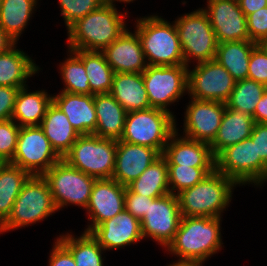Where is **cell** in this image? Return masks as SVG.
Wrapping results in <instances>:
<instances>
[{
    "mask_svg": "<svg viewBox=\"0 0 267 266\" xmlns=\"http://www.w3.org/2000/svg\"><path fill=\"white\" fill-rule=\"evenodd\" d=\"M220 221L217 217H182L165 249L179 257V262L204 263L222 248Z\"/></svg>",
    "mask_w": 267,
    "mask_h": 266,
    "instance_id": "obj_1",
    "label": "cell"
},
{
    "mask_svg": "<svg viewBox=\"0 0 267 266\" xmlns=\"http://www.w3.org/2000/svg\"><path fill=\"white\" fill-rule=\"evenodd\" d=\"M113 3H103L98 9L77 20L67 30L68 50L102 51L125 30L126 13Z\"/></svg>",
    "mask_w": 267,
    "mask_h": 266,
    "instance_id": "obj_2",
    "label": "cell"
},
{
    "mask_svg": "<svg viewBox=\"0 0 267 266\" xmlns=\"http://www.w3.org/2000/svg\"><path fill=\"white\" fill-rule=\"evenodd\" d=\"M238 184L216 169L202 181L177 194L182 217H217L229 207Z\"/></svg>",
    "mask_w": 267,
    "mask_h": 266,
    "instance_id": "obj_3",
    "label": "cell"
},
{
    "mask_svg": "<svg viewBox=\"0 0 267 266\" xmlns=\"http://www.w3.org/2000/svg\"><path fill=\"white\" fill-rule=\"evenodd\" d=\"M136 32L148 65L174 66L185 64L175 23L159 17L136 19Z\"/></svg>",
    "mask_w": 267,
    "mask_h": 266,
    "instance_id": "obj_4",
    "label": "cell"
},
{
    "mask_svg": "<svg viewBox=\"0 0 267 266\" xmlns=\"http://www.w3.org/2000/svg\"><path fill=\"white\" fill-rule=\"evenodd\" d=\"M57 210L43 175H31L22 187L10 215L0 225V234L46 219Z\"/></svg>",
    "mask_w": 267,
    "mask_h": 266,
    "instance_id": "obj_5",
    "label": "cell"
},
{
    "mask_svg": "<svg viewBox=\"0 0 267 266\" xmlns=\"http://www.w3.org/2000/svg\"><path fill=\"white\" fill-rule=\"evenodd\" d=\"M175 116L159 108L128 112L120 141L156 149L161 155L176 131Z\"/></svg>",
    "mask_w": 267,
    "mask_h": 266,
    "instance_id": "obj_6",
    "label": "cell"
},
{
    "mask_svg": "<svg viewBox=\"0 0 267 266\" xmlns=\"http://www.w3.org/2000/svg\"><path fill=\"white\" fill-rule=\"evenodd\" d=\"M116 148V140L94 134L80 135L62 159L96 179H112Z\"/></svg>",
    "mask_w": 267,
    "mask_h": 266,
    "instance_id": "obj_7",
    "label": "cell"
},
{
    "mask_svg": "<svg viewBox=\"0 0 267 266\" xmlns=\"http://www.w3.org/2000/svg\"><path fill=\"white\" fill-rule=\"evenodd\" d=\"M173 22L178 31L183 58L188 68L189 62L191 63L193 59H196L197 64L215 59L218 42L203 8L185 13Z\"/></svg>",
    "mask_w": 267,
    "mask_h": 266,
    "instance_id": "obj_8",
    "label": "cell"
},
{
    "mask_svg": "<svg viewBox=\"0 0 267 266\" xmlns=\"http://www.w3.org/2000/svg\"><path fill=\"white\" fill-rule=\"evenodd\" d=\"M216 170L233 179L238 185L263 186L267 182V165L257 156L252 139L228 146L216 157Z\"/></svg>",
    "mask_w": 267,
    "mask_h": 266,
    "instance_id": "obj_9",
    "label": "cell"
},
{
    "mask_svg": "<svg viewBox=\"0 0 267 266\" xmlns=\"http://www.w3.org/2000/svg\"><path fill=\"white\" fill-rule=\"evenodd\" d=\"M57 210L77 205L86 209L96 178L69 165L62 158L43 174Z\"/></svg>",
    "mask_w": 267,
    "mask_h": 266,
    "instance_id": "obj_10",
    "label": "cell"
},
{
    "mask_svg": "<svg viewBox=\"0 0 267 266\" xmlns=\"http://www.w3.org/2000/svg\"><path fill=\"white\" fill-rule=\"evenodd\" d=\"M188 69L185 64L148 65L142 76L150 107L171 112L169 105L178 102L188 92Z\"/></svg>",
    "mask_w": 267,
    "mask_h": 266,
    "instance_id": "obj_11",
    "label": "cell"
},
{
    "mask_svg": "<svg viewBox=\"0 0 267 266\" xmlns=\"http://www.w3.org/2000/svg\"><path fill=\"white\" fill-rule=\"evenodd\" d=\"M60 159L40 126L20 127L14 157L9 163L31 175H43Z\"/></svg>",
    "mask_w": 267,
    "mask_h": 266,
    "instance_id": "obj_12",
    "label": "cell"
},
{
    "mask_svg": "<svg viewBox=\"0 0 267 266\" xmlns=\"http://www.w3.org/2000/svg\"><path fill=\"white\" fill-rule=\"evenodd\" d=\"M235 83L232 75L215 59L188 69L190 98L226 103Z\"/></svg>",
    "mask_w": 267,
    "mask_h": 266,
    "instance_id": "obj_13",
    "label": "cell"
},
{
    "mask_svg": "<svg viewBox=\"0 0 267 266\" xmlns=\"http://www.w3.org/2000/svg\"><path fill=\"white\" fill-rule=\"evenodd\" d=\"M182 214L177 195L169 193L149 202V208L140 221L143 239L152 238L166 248L179 228Z\"/></svg>",
    "mask_w": 267,
    "mask_h": 266,
    "instance_id": "obj_14",
    "label": "cell"
},
{
    "mask_svg": "<svg viewBox=\"0 0 267 266\" xmlns=\"http://www.w3.org/2000/svg\"><path fill=\"white\" fill-rule=\"evenodd\" d=\"M186 107L183 135L211 144L217 136L226 103L191 98Z\"/></svg>",
    "mask_w": 267,
    "mask_h": 266,
    "instance_id": "obj_15",
    "label": "cell"
},
{
    "mask_svg": "<svg viewBox=\"0 0 267 266\" xmlns=\"http://www.w3.org/2000/svg\"><path fill=\"white\" fill-rule=\"evenodd\" d=\"M207 3L203 10L209 17L218 44L250 40L246 16L238 0H207Z\"/></svg>",
    "mask_w": 267,
    "mask_h": 266,
    "instance_id": "obj_16",
    "label": "cell"
},
{
    "mask_svg": "<svg viewBox=\"0 0 267 266\" xmlns=\"http://www.w3.org/2000/svg\"><path fill=\"white\" fill-rule=\"evenodd\" d=\"M126 186L114 179H96L93 184L86 213L91 225L86 232H91L96 226L113 218L125 209Z\"/></svg>",
    "mask_w": 267,
    "mask_h": 266,
    "instance_id": "obj_17",
    "label": "cell"
},
{
    "mask_svg": "<svg viewBox=\"0 0 267 266\" xmlns=\"http://www.w3.org/2000/svg\"><path fill=\"white\" fill-rule=\"evenodd\" d=\"M101 52L115 73H142L148 67L136 31L126 29Z\"/></svg>",
    "mask_w": 267,
    "mask_h": 266,
    "instance_id": "obj_18",
    "label": "cell"
},
{
    "mask_svg": "<svg viewBox=\"0 0 267 266\" xmlns=\"http://www.w3.org/2000/svg\"><path fill=\"white\" fill-rule=\"evenodd\" d=\"M160 156L161 154L154 148L118 140L112 179L127 186Z\"/></svg>",
    "mask_w": 267,
    "mask_h": 266,
    "instance_id": "obj_19",
    "label": "cell"
},
{
    "mask_svg": "<svg viewBox=\"0 0 267 266\" xmlns=\"http://www.w3.org/2000/svg\"><path fill=\"white\" fill-rule=\"evenodd\" d=\"M178 129L171 135L162 156L167 165H180L196 168H216V158L210 144L192 140L185 136L178 137Z\"/></svg>",
    "mask_w": 267,
    "mask_h": 266,
    "instance_id": "obj_20",
    "label": "cell"
},
{
    "mask_svg": "<svg viewBox=\"0 0 267 266\" xmlns=\"http://www.w3.org/2000/svg\"><path fill=\"white\" fill-rule=\"evenodd\" d=\"M90 233L104 250L123 248L143 239L140 221L126 209L99 224Z\"/></svg>",
    "mask_w": 267,
    "mask_h": 266,
    "instance_id": "obj_21",
    "label": "cell"
},
{
    "mask_svg": "<svg viewBox=\"0 0 267 266\" xmlns=\"http://www.w3.org/2000/svg\"><path fill=\"white\" fill-rule=\"evenodd\" d=\"M53 102L67 116L79 135H89L96 131L97 117L94 95L61 91L57 95H53Z\"/></svg>",
    "mask_w": 267,
    "mask_h": 266,
    "instance_id": "obj_22",
    "label": "cell"
},
{
    "mask_svg": "<svg viewBox=\"0 0 267 266\" xmlns=\"http://www.w3.org/2000/svg\"><path fill=\"white\" fill-rule=\"evenodd\" d=\"M96 131L93 133L101 138L120 140L124 132L127 112L110 94H95Z\"/></svg>",
    "mask_w": 267,
    "mask_h": 266,
    "instance_id": "obj_23",
    "label": "cell"
},
{
    "mask_svg": "<svg viewBox=\"0 0 267 266\" xmlns=\"http://www.w3.org/2000/svg\"><path fill=\"white\" fill-rule=\"evenodd\" d=\"M254 123L251 115L226 106L217 136L210 144L213 155L216 157L226 147L249 138Z\"/></svg>",
    "mask_w": 267,
    "mask_h": 266,
    "instance_id": "obj_24",
    "label": "cell"
},
{
    "mask_svg": "<svg viewBox=\"0 0 267 266\" xmlns=\"http://www.w3.org/2000/svg\"><path fill=\"white\" fill-rule=\"evenodd\" d=\"M110 94L127 113L151 108L142 73H115Z\"/></svg>",
    "mask_w": 267,
    "mask_h": 266,
    "instance_id": "obj_25",
    "label": "cell"
},
{
    "mask_svg": "<svg viewBox=\"0 0 267 266\" xmlns=\"http://www.w3.org/2000/svg\"><path fill=\"white\" fill-rule=\"evenodd\" d=\"M16 47L15 43L0 53V86L25 87L28 78L40 70L30 56Z\"/></svg>",
    "mask_w": 267,
    "mask_h": 266,
    "instance_id": "obj_26",
    "label": "cell"
},
{
    "mask_svg": "<svg viewBox=\"0 0 267 266\" xmlns=\"http://www.w3.org/2000/svg\"><path fill=\"white\" fill-rule=\"evenodd\" d=\"M40 127L52 148L63 158L80 136L70 124L67 116L52 101Z\"/></svg>",
    "mask_w": 267,
    "mask_h": 266,
    "instance_id": "obj_27",
    "label": "cell"
},
{
    "mask_svg": "<svg viewBox=\"0 0 267 266\" xmlns=\"http://www.w3.org/2000/svg\"><path fill=\"white\" fill-rule=\"evenodd\" d=\"M28 91L27 86L19 89L11 119L20 127L40 126L53 96L46 90Z\"/></svg>",
    "mask_w": 267,
    "mask_h": 266,
    "instance_id": "obj_28",
    "label": "cell"
},
{
    "mask_svg": "<svg viewBox=\"0 0 267 266\" xmlns=\"http://www.w3.org/2000/svg\"><path fill=\"white\" fill-rule=\"evenodd\" d=\"M257 45L251 40L219 43L215 60L232 75L236 82L247 79L250 55Z\"/></svg>",
    "mask_w": 267,
    "mask_h": 266,
    "instance_id": "obj_29",
    "label": "cell"
},
{
    "mask_svg": "<svg viewBox=\"0 0 267 266\" xmlns=\"http://www.w3.org/2000/svg\"><path fill=\"white\" fill-rule=\"evenodd\" d=\"M131 192L149 198H160L170 193L168 166L161 155L136 180L126 186Z\"/></svg>",
    "mask_w": 267,
    "mask_h": 266,
    "instance_id": "obj_30",
    "label": "cell"
},
{
    "mask_svg": "<svg viewBox=\"0 0 267 266\" xmlns=\"http://www.w3.org/2000/svg\"><path fill=\"white\" fill-rule=\"evenodd\" d=\"M38 0H2L0 27L17 44L27 26Z\"/></svg>",
    "mask_w": 267,
    "mask_h": 266,
    "instance_id": "obj_31",
    "label": "cell"
},
{
    "mask_svg": "<svg viewBox=\"0 0 267 266\" xmlns=\"http://www.w3.org/2000/svg\"><path fill=\"white\" fill-rule=\"evenodd\" d=\"M31 174L9 162L0 165V225L10 215L14 202Z\"/></svg>",
    "mask_w": 267,
    "mask_h": 266,
    "instance_id": "obj_32",
    "label": "cell"
},
{
    "mask_svg": "<svg viewBox=\"0 0 267 266\" xmlns=\"http://www.w3.org/2000/svg\"><path fill=\"white\" fill-rule=\"evenodd\" d=\"M84 63L91 92L110 93L115 72L101 51L72 50Z\"/></svg>",
    "mask_w": 267,
    "mask_h": 266,
    "instance_id": "obj_33",
    "label": "cell"
},
{
    "mask_svg": "<svg viewBox=\"0 0 267 266\" xmlns=\"http://www.w3.org/2000/svg\"><path fill=\"white\" fill-rule=\"evenodd\" d=\"M57 239L70 251L76 266H104L102 253L105 250L90 232L84 231L77 238L65 233Z\"/></svg>",
    "mask_w": 267,
    "mask_h": 266,
    "instance_id": "obj_34",
    "label": "cell"
},
{
    "mask_svg": "<svg viewBox=\"0 0 267 266\" xmlns=\"http://www.w3.org/2000/svg\"><path fill=\"white\" fill-rule=\"evenodd\" d=\"M266 89V85L248 78L237 81L226 106L252 116Z\"/></svg>",
    "mask_w": 267,
    "mask_h": 266,
    "instance_id": "obj_35",
    "label": "cell"
},
{
    "mask_svg": "<svg viewBox=\"0 0 267 266\" xmlns=\"http://www.w3.org/2000/svg\"><path fill=\"white\" fill-rule=\"evenodd\" d=\"M68 58L60 64L61 79L64 82L62 91L72 94L94 95L91 92L89 79L83 61L72 51Z\"/></svg>",
    "mask_w": 267,
    "mask_h": 266,
    "instance_id": "obj_36",
    "label": "cell"
},
{
    "mask_svg": "<svg viewBox=\"0 0 267 266\" xmlns=\"http://www.w3.org/2000/svg\"><path fill=\"white\" fill-rule=\"evenodd\" d=\"M167 166L170 193L174 195H177L185 189L193 187L216 169L196 168L180 165Z\"/></svg>",
    "mask_w": 267,
    "mask_h": 266,
    "instance_id": "obj_37",
    "label": "cell"
},
{
    "mask_svg": "<svg viewBox=\"0 0 267 266\" xmlns=\"http://www.w3.org/2000/svg\"><path fill=\"white\" fill-rule=\"evenodd\" d=\"M104 0H59L61 14L67 29L77 20L98 9Z\"/></svg>",
    "mask_w": 267,
    "mask_h": 266,
    "instance_id": "obj_38",
    "label": "cell"
},
{
    "mask_svg": "<svg viewBox=\"0 0 267 266\" xmlns=\"http://www.w3.org/2000/svg\"><path fill=\"white\" fill-rule=\"evenodd\" d=\"M20 126L12 119L0 121V161L10 162L16 150Z\"/></svg>",
    "mask_w": 267,
    "mask_h": 266,
    "instance_id": "obj_39",
    "label": "cell"
},
{
    "mask_svg": "<svg viewBox=\"0 0 267 266\" xmlns=\"http://www.w3.org/2000/svg\"><path fill=\"white\" fill-rule=\"evenodd\" d=\"M249 39L259 44L267 39V7L246 16Z\"/></svg>",
    "mask_w": 267,
    "mask_h": 266,
    "instance_id": "obj_40",
    "label": "cell"
},
{
    "mask_svg": "<svg viewBox=\"0 0 267 266\" xmlns=\"http://www.w3.org/2000/svg\"><path fill=\"white\" fill-rule=\"evenodd\" d=\"M248 79L267 86V54L259 45L250 55Z\"/></svg>",
    "mask_w": 267,
    "mask_h": 266,
    "instance_id": "obj_41",
    "label": "cell"
},
{
    "mask_svg": "<svg viewBox=\"0 0 267 266\" xmlns=\"http://www.w3.org/2000/svg\"><path fill=\"white\" fill-rule=\"evenodd\" d=\"M154 200L155 198L133 193L126 187L125 209L139 221H141L146 214L149 208V202H153Z\"/></svg>",
    "mask_w": 267,
    "mask_h": 266,
    "instance_id": "obj_42",
    "label": "cell"
},
{
    "mask_svg": "<svg viewBox=\"0 0 267 266\" xmlns=\"http://www.w3.org/2000/svg\"><path fill=\"white\" fill-rule=\"evenodd\" d=\"M19 89L11 86H0V121L11 119Z\"/></svg>",
    "mask_w": 267,
    "mask_h": 266,
    "instance_id": "obj_43",
    "label": "cell"
},
{
    "mask_svg": "<svg viewBox=\"0 0 267 266\" xmlns=\"http://www.w3.org/2000/svg\"><path fill=\"white\" fill-rule=\"evenodd\" d=\"M50 251L49 266H76L70 251L57 239Z\"/></svg>",
    "mask_w": 267,
    "mask_h": 266,
    "instance_id": "obj_44",
    "label": "cell"
},
{
    "mask_svg": "<svg viewBox=\"0 0 267 266\" xmlns=\"http://www.w3.org/2000/svg\"><path fill=\"white\" fill-rule=\"evenodd\" d=\"M250 138L256 145L257 156L267 165V124L254 123Z\"/></svg>",
    "mask_w": 267,
    "mask_h": 266,
    "instance_id": "obj_45",
    "label": "cell"
},
{
    "mask_svg": "<svg viewBox=\"0 0 267 266\" xmlns=\"http://www.w3.org/2000/svg\"><path fill=\"white\" fill-rule=\"evenodd\" d=\"M252 117L255 123L267 124V89L260 98Z\"/></svg>",
    "mask_w": 267,
    "mask_h": 266,
    "instance_id": "obj_46",
    "label": "cell"
},
{
    "mask_svg": "<svg viewBox=\"0 0 267 266\" xmlns=\"http://www.w3.org/2000/svg\"><path fill=\"white\" fill-rule=\"evenodd\" d=\"M238 3L245 16L267 7V0H238Z\"/></svg>",
    "mask_w": 267,
    "mask_h": 266,
    "instance_id": "obj_47",
    "label": "cell"
},
{
    "mask_svg": "<svg viewBox=\"0 0 267 266\" xmlns=\"http://www.w3.org/2000/svg\"><path fill=\"white\" fill-rule=\"evenodd\" d=\"M15 42L0 27V53L7 51Z\"/></svg>",
    "mask_w": 267,
    "mask_h": 266,
    "instance_id": "obj_48",
    "label": "cell"
},
{
    "mask_svg": "<svg viewBox=\"0 0 267 266\" xmlns=\"http://www.w3.org/2000/svg\"><path fill=\"white\" fill-rule=\"evenodd\" d=\"M168 266H203V263H195V262H173V264H169Z\"/></svg>",
    "mask_w": 267,
    "mask_h": 266,
    "instance_id": "obj_49",
    "label": "cell"
},
{
    "mask_svg": "<svg viewBox=\"0 0 267 266\" xmlns=\"http://www.w3.org/2000/svg\"><path fill=\"white\" fill-rule=\"evenodd\" d=\"M124 2V3H130V2H133L134 0H104V2L105 3H113L114 4V2Z\"/></svg>",
    "mask_w": 267,
    "mask_h": 266,
    "instance_id": "obj_50",
    "label": "cell"
},
{
    "mask_svg": "<svg viewBox=\"0 0 267 266\" xmlns=\"http://www.w3.org/2000/svg\"><path fill=\"white\" fill-rule=\"evenodd\" d=\"M267 54V39L261 41L259 44H258Z\"/></svg>",
    "mask_w": 267,
    "mask_h": 266,
    "instance_id": "obj_51",
    "label": "cell"
}]
</instances>
